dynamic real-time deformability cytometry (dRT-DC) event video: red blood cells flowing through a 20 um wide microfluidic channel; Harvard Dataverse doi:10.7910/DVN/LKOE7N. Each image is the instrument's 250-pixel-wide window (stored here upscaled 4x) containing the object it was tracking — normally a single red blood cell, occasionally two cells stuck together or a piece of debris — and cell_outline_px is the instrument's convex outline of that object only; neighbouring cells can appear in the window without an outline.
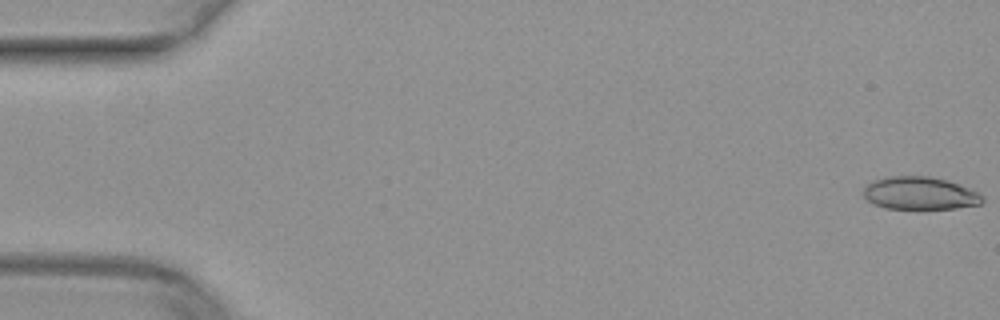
{"species": "common noctule bat (a hibernating species)", "species_latin": "Nyctalus noctula", "temperature_condition": "warm", "stored_images_in_passage": 12, "camera_frame_rate_fps": 3000, "um_per_image_px": 0.085, "animal": {"sex": "female", "body_mass_g": 29.2, "forearm_length_mm": 56.3}, "frame": {"image": 1, "passage_image": 1, "time_ms": 0.0, "image_size_px": [1000, 320], "cell_outline_px": [[984, 200], [980, 204], [956, 208], [884, 208], [872, 204], [860, 192], [872, 180], [888, 176], [928, 176], [948, 180], [968, 188], [984, 196]], "centroid_in_image_um": [78.14, 16.42], "position_along_channel_um": 6.9, "area_um2": 22.72}}